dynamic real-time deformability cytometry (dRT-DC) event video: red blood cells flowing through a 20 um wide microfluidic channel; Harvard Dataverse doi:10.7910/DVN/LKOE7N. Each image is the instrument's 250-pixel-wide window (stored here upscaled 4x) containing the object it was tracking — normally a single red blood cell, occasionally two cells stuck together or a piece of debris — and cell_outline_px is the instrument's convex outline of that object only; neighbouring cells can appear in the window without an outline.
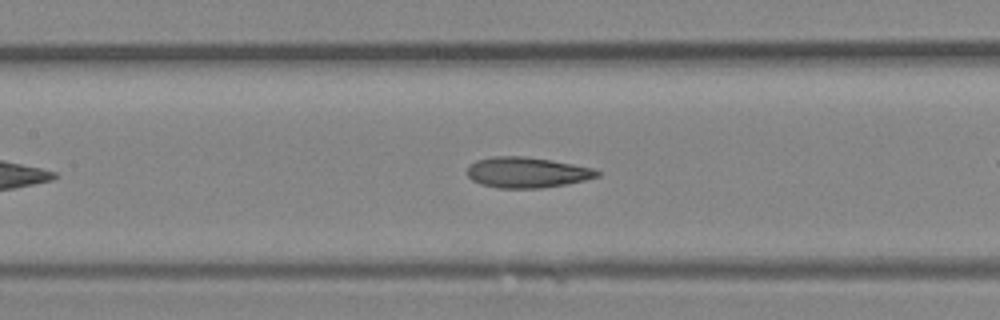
{"species": "Egyptian fruit bat (a non-hibernating species)", "species_latin": "Rousettus aegyptiacus", "temperature_condition": "room temperature", "stored_images_in_passage": 23, "camera_frame_rate_fps": 3000, "um_per_image_px": 0.085, "animal": {"sex": "female"}, "frame": {"image": 1, "passage_image": 10, "time_ms": 3.0, "image_size_px": [1000, 320], "cell_outline_px": [[600, 176], [568, 184], [540, 188], [500, 188], [480, 184], [472, 180], [468, 176], [468, 164], [476, 160], [492, 156], [524, 156], [552, 160], [596, 168], [600, 172]], "centroid_in_image_um": [44.8, 14.65], "position_along_channel_um": 162.6, "area_um2": 23.41}}
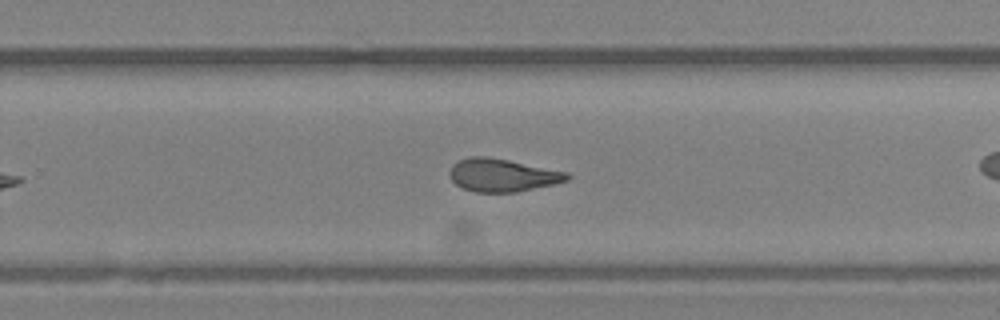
{"frame": {"image": 2, "passage_image": 17, "time_ms": 5.333, "image_size_px": [1000, 320], "cell_outline_px": [[572, 176], [568, 180], [552, 184], [516, 192], [476, 192], [464, 188], [456, 184], [448, 176], [448, 172], [452, 164], [468, 156], [488, 156], [568, 172]], "centroid_in_image_um": [42.67, 14.88], "position_along_channel_um": 287.1, "area_um2": 22.48}}